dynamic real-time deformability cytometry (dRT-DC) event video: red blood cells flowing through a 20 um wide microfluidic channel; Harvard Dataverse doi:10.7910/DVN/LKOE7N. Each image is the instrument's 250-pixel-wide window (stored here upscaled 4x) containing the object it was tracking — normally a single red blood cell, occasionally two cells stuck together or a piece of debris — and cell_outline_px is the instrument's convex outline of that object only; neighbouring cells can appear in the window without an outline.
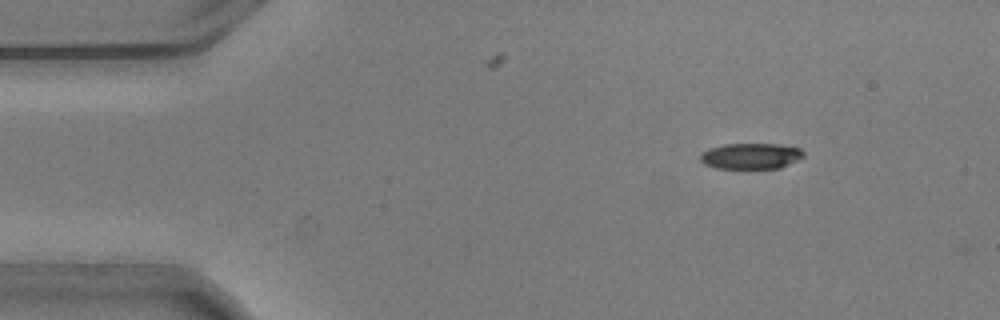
{"species": "common noctule bat (a hibernating species)", "species_latin": "Nyctalus noctula", "temperature_condition": "warm", "stored_images_in_passage": 7, "camera_frame_rate_fps": 3000, "um_per_image_px": 0.085, "animal": {"sex": "male", "body_mass_g": 20.5, "forearm_length_mm": 52.5}, "frame": {"image": 1, "passage_image": 2, "time_ms": 0.333, "image_size_px": [1000, 320], "cell_outline_px": [[804, 156], [780, 168], [716, 168], [704, 164], [700, 160], [700, 152], [708, 148], [724, 144], [780, 144], [800, 148], [804, 152]], "centroid_in_image_um": [63.79, 13.25], "position_along_channel_um": 21.2, "area_um2": 15.61}}
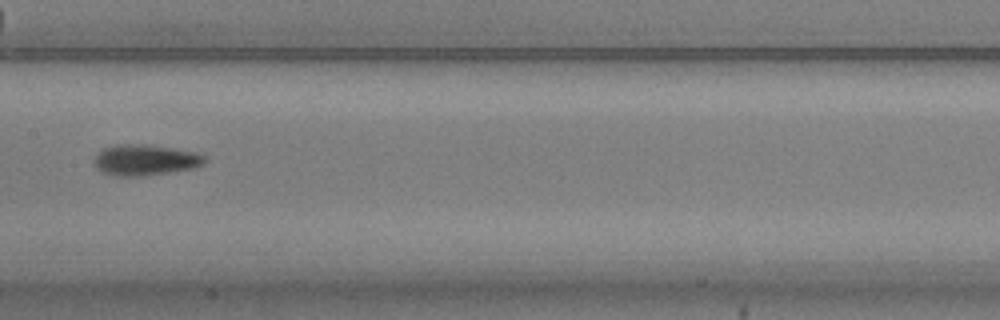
{"frame": {"image": 2, "passage_image": 7, "time_ms": 2.0, "image_size_px": [1000, 320], "cell_outline_px": [[208, 160], [204, 164], [196, 168], [144, 176], [116, 176], [100, 172], [96, 168], [92, 160], [104, 148], [116, 144], [148, 144], [176, 148], [196, 152], [204, 156]], "centroid_in_image_um": [12.36, 13.6], "position_along_channel_um": 195.0, "area_um2": 20.29}}